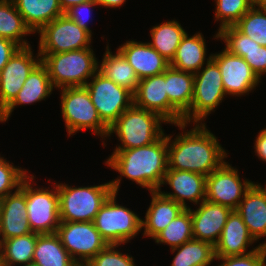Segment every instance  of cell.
Wrapping results in <instances>:
<instances>
[{
  "label": "cell",
  "instance_id": "6da1fadb",
  "mask_svg": "<svg viewBox=\"0 0 266 266\" xmlns=\"http://www.w3.org/2000/svg\"><path fill=\"white\" fill-rule=\"evenodd\" d=\"M171 139L172 136L168 135V169L208 176L228 157L217 137L202 122Z\"/></svg>",
  "mask_w": 266,
  "mask_h": 266
},
{
  "label": "cell",
  "instance_id": "7a4b0ae2",
  "mask_svg": "<svg viewBox=\"0 0 266 266\" xmlns=\"http://www.w3.org/2000/svg\"><path fill=\"white\" fill-rule=\"evenodd\" d=\"M168 146L165 133L154 143L126 150H115L107 164L150 192L161 190L168 169Z\"/></svg>",
  "mask_w": 266,
  "mask_h": 266
},
{
  "label": "cell",
  "instance_id": "3957f363",
  "mask_svg": "<svg viewBox=\"0 0 266 266\" xmlns=\"http://www.w3.org/2000/svg\"><path fill=\"white\" fill-rule=\"evenodd\" d=\"M120 179L90 187H71L56 183L61 222H93L109 196L118 193Z\"/></svg>",
  "mask_w": 266,
  "mask_h": 266
},
{
  "label": "cell",
  "instance_id": "277c9868",
  "mask_svg": "<svg viewBox=\"0 0 266 266\" xmlns=\"http://www.w3.org/2000/svg\"><path fill=\"white\" fill-rule=\"evenodd\" d=\"M93 49L84 48L55 54H39L55 88L84 87L97 72L99 62ZM90 78V79H89Z\"/></svg>",
  "mask_w": 266,
  "mask_h": 266
},
{
  "label": "cell",
  "instance_id": "5b68a950",
  "mask_svg": "<svg viewBox=\"0 0 266 266\" xmlns=\"http://www.w3.org/2000/svg\"><path fill=\"white\" fill-rule=\"evenodd\" d=\"M161 123L167 122L158 114L133 104L109 127L107 137L116 133V137L122 142L114 150L147 146L164 134Z\"/></svg>",
  "mask_w": 266,
  "mask_h": 266
},
{
  "label": "cell",
  "instance_id": "8992f818",
  "mask_svg": "<svg viewBox=\"0 0 266 266\" xmlns=\"http://www.w3.org/2000/svg\"><path fill=\"white\" fill-rule=\"evenodd\" d=\"M60 91L61 113L69 136L90 129L101 138L107 137L109 127L99 117L85 86L66 87Z\"/></svg>",
  "mask_w": 266,
  "mask_h": 266
},
{
  "label": "cell",
  "instance_id": "52a82bcc",
  "mask_svg": "<svg viewBox=\"0 0 266 266\" xmlns=\"http://www.w3.org/2000/svg\"><path fill=\"white\" fill-rule=\"evenodd\" d=\"M221 77L220 68L212 58L194 74L193 98L190 110L183 116L184 124L204 121L222 102L226 93Z\"/></svg>",
  "mask_w": 266,
  "mask_h": 266
},
{
  "label": "cell",
  "instance_id": "ba28073f",
  "mask_svg": "<svg viewBox=\"0 0 266 266\" xmlns=\"http://www.w3.org/2000/svg\"><path fill=\"white\" fill-rule=\"evenodd\" d=\"M112 193L99 209L93 224L107 244L121 245L134 238L142 229V219L129 208L116 203Z\"/></svg>",
  "mask_w": 266,
  "mask_h": 266
},
{
  "label": "cell",
  "instance_id": "9c48e42d",
  "mask_svg": "<svg viewBox=\"0 0 266 266\" xmlns=\"http://www.w3.org/2000/svg\"><path fill=\"white\" fill-rule=\"evenodd\" d=\"M34 176H27L20 188L25 192L27 204V219L32 232L45 234L56 233L60 220L59 196L57 185L49 188H33L31 182Z\"/></svg>",
  "mask_w": 266,
  "mask_h": 266
},
{
  "label": "cell",
  "instance_id": "30bf717a",
  "mask_svg": "<svg viewBox=\"0 0 266 266\" xmlns=\"http://www.w3.org/2000/svg\"><path fill=\"white\" fill-rule=\"evenodd\" d=\"M38 33L39 54L63 53L92 47V36L65 14L45 25Z\"/></svg>",
  "mask_w": 266,
  "mask_h": 266
},
{
  "label": "cell",
  "instance_id": "8fae6325",
  "mask_svg": "<svg viewBox=\"0 0 266 266\" xmlns=\"http://www.w3.org/2000/svg\"><path fill=\"white\" fill-rule=\"evenodd\" d=\"M85 87L101 120L110 127L119 116L134 104L133 94L106 78L99 71Z\"/></svg>",
  "mask_w": 266,
  "mask_h": 266
},
{
  "label": "cell",
  "instance_id": "7c38bea8",
  "mask_svg": "<svg viewBox=\"0 0 266 266\" xmlns=\"http://www.w3.org/2000/svg\"><path fill=\"white\" fill-rule=\"evenodd\" d=\"M56 233L79 266L87 264L108 245L93 222H61Z\"/></svg>",
  "mask_w": 266,
  "mask_h": 266
},
{
  "label": "cell",
  "instance_id": "4fadbf2b",
  "mask_svg": "<svg viewBox=\"0 0 266 266\" xmlns=\"http://www.w3.org/2000/svg\"><path fill=\"white\" fill-rule=\"evenodd\" d=\"M228 162L206 176V200L236 210L253 182L239 177L238 170Z\"/></svg>",
  "mask_w": 266,
  "mask_h": 266
},
{
  "label": "cell",
  "instance_id": "5bb4252c",
  "mask_svg": "<svg viewBox=\"0 0 266 266\" xmlns=\"http://www.w3.org/2000/svg\"><path fill=\"white\" fill-rule=\"evenodd\" d=\"M31 46L20 47L0 72V113L14 100L32 70L41 62ZM40 57V58H39Z\"/></svg>",
  "mask_w": 266,
  "mask_h": 266
},
{
  "label": "cell",
  "instance_id": "9a60e30c",
  "mask_svg": "<svg viewBox=\"0 0 266 266\" xmlns=\"http://www.w3.org/2000/svg\"><path fill=\"white\" fill-rule=\"evenodd\" d=\"M211 56L220 68L226 95L239 97L249 94L259 84L261 79L242 57L233 55L226 49Z\"/></svg>",
  "mask_w": 266,
  "mask_h": 266
},
{
  "label": "cell",
  "instance_id": "2e32d148",
  "mask_svg": "<svg viewBox=\"0 0 266 266\" xmlns=\"http://www.w3.org/2000/svg\"><path fill=\"white\" fill-rule=\"evenodd\" d=\"M165 82L170 101V124H174L181 130L185 129L188 124L183 123V116L191 107L194 74L169 66L165 71Z\"/></svg>",
  "mask_w": 266,
  "mask_h": 266
},
{
  "label": "cell",
  "instance_id": "e0dca14e",
  "mask_svg": "<svg viewBox=\"0 0 266 266\" xmlns=\"http://www.w3.org/2000/svg\"><path fill=\"white\" fill-rule=\"evenodd\" d=\"M163 184H168L174 192L158 191L164 197L179 203L184 209L190 208L187 206L186 200L198 205L206 200V176L204 175L190 171L167 169L162 186Z\"/></svg>",
  "mask_w": 266,
  "mask_h": 266
},
{
  "label": "cell",
  "instance_id": "ac0fdd59",
  "mask_svg": "<svg viewBox=\"0 0 266 266\" xmlns=\"http://www.w3.org/2000/svg\"><path fill=\"white\" fill-rule=\"evenodd\" d=\"M191 212L193 238L211 243L215 246L220 239L231 209L204 200L196 210Z\"/></svg>",
  "mask_w": 266,
  "mask_h": 266
},
{
  "label": "cell",
  "instance_id": "d6986e66",
  "mask_svg": "<svg viewBox=\"0 0 266 266\" xmlns=\"http://www.w3.org/2000/svg\"><path fill=\"white\" fill-rule=\"evenodd\" d=\"M25 192L19 187L0 201V242L32 233Z\"/></svg>",
  "mask_w": 266,
  "mask_h": 266
},
{
  "label": "cell",
  "instance_id": "ffe728a7",
  "mask_svg": "<svg viewBox=\"0 0 266 266\" xmlns=\"http://www.w3.org/2000/svg\"><path fill=\"white\" fill-rule=\"evenodd\" d=\"M215 38L222 39L229 53L242 57L261 79L266 73V47L260 46L249 36L241 33L235 26L224 27L217 32Z\"/></svg>",
  "mask_w": 266,
  "mask_h": 266
},
{
  "label": "cell",
  "instance_id": "44dd1931",
  "mask_svg": "<svg viewBox=\"0 0 266 266\" xmlns=\"http://www.w3.org/2000/svg\"><path fill=\"white\" fill-rule=\"evenodd\" d=\"M247 226L236 210H232L228 215L226 224L223 227L220 239L215 247V257L238 256L250 253L260 246L266 247V241L258 247L246 252L247 247L254 243Z\"/></svg>",
  "mask_w": 266,
  "mask_h": 266
},
{
  "label": "cell",
  "instance_id": "7402d4cb",
  "mask_svg": "<svg viewBox=\"0 0 266 266\" xmlns=\"http://www.w3.org/2000/svg\"><path fill=\"white\" fill-rule=\"evenodd\" d=\"M118 50L135 70L139 80L160 75L170 66V62L147 42L126 41Z\"/></svg>",
  "mask_w": 266,
  "mask_h": 266
},
{
  "label": "cell",
  "instance_id": "603a6c76",
  "mask_svg": "<svg viewBox=\"0 0 266 266\" xmlns=\"http://www.w3.org/2000/svg\"><path fill=\"white\" fill-rule=\"evenodd\" d=\"M133 98L136 107L154 112L170 124V101L166 93L165 71L160 75L139 80Z\"/></svg>",
  "mask_w": 266,
  "mask_h": 266
},
{
  "label": "cell",
  "instance_id": "cb8c5ba5",
  "mask_svg": "<svg viewBox=\"0 0 266 266\" xmlns=\"http://www.w3.org/2000/svg\"><path fill=\"white\" fill-rule=\"evenodd\" d=\"M53 89L48 70L40 62L29 74L14 100L0 113V122H6L17 105L45 100L52 94Z\"/></svg>",
  "mask_w": 266,
  "mask_h": 266
},
{
  "label": "cell",
  "instance_id": "d4e9b609",
  "mask_svg": "<svg viewBox=\"0 0 266 266\" xmlns=\"http://www.w3.org/2000/svg\"><path fill=\"white\" fill-rule=\"evenodd\" d=\"M236 211L255 241L266 236V193L258 184L245 192Z\"/></svg>",
  "mask_w": 266,
  "mask_h": 266
},
{
  "label": "cell",
  "instance_id": "484cf974",
  "mask_svg": "<svg viewBox=\"0 0 266 266\" xmlns=\"http://www.w3.org/2000/svg\"><path fill=\"white\" fill-rule=\"evenodd\" d=\"M151 204L142 220L143 236L155 238L168 224L185 209L174 200L164 197L159 191H152Z\"/></svg>",
  "mask_w": 266,
  "mask_h": 266
},
{
  "label": "cell",
  "instance_id": "4316f807",
  "mask_svg": "<svg viewBox=\"0 0 266 266\" xmlns=\"http://www.w3.org/2000/svg\"><path fill=\"white\" fill-rule=\"evenodd\" d=\"M202 33L188 36L187 32L182 37L170 66L184 72L195 74L212 56L206 58V43Z\"/></svg>",
  "mask_w": 266,
  "mask_h": 266
},
{
  "label": "cell",
  "instance_id": "83f0119b",
  "mask_svg": "<svg viewBox=\"0 0 266 266\" xmlns=\"http://www.w3.org/2000/svg\"><path fill=\"white\" fill-rule=\"evenodd\" d=\"M26 25L39 32L45 25L64 15L59 0H12Z\"/></svg>",
  "mask_w": 266,
  "mask_h": 266
},
{
  "label": "cell",
  "instance_id": "f1b7e54d",
  "mask_svg": "<svg viewBox=\"0 0 266 266\" xmlns=\"http://www.w3.org/2000/svg\"><path fill=\"white\" fill-rule=\"evenodd\" d=\"M103 56L98 71L134 95L138 89L139 78L125 57L118 49L113 55L108 45Z\"/></svg>",
  "mask_w": 266,
  "mask_h": 266
},
{
  "label": "cell",
  "instance_id": "f546056e",
  "mask_svg": "<svg viewBox=\"0 0 266 266\" xmlns=\"http://www.w3.org/2000/svg\"><path fill=\"white\" fill-rule=\"evenodd\" d=\"M32 262L38 266H79L62 245L57 233L37 236Z\"/></svg>",
  "mask_w": 266,
  "mask_h": 266
},
{
  "label": "cell",
  "instance_id": "4dcf8cb0",
  "mask_svg": "<svg viewBox=\"0 0 266 266\" xmlns=\"http://www.w3.org/2000/svg\"><path fill=\"white\" fill-rule=\"evenodd\" d=\"M39 233H29L0 242V265L14 266L31 263ZM14 264V265H13Z\"/></svg>",
  "mask_w": 266,
  "mask_h": 266
},
{
  "label": "cell",
  "instance_id": "1f68e13d",
  "mask_svg": "<svg viewBox=\"0 0 266 266\" xmlns=\"http://www.w3.org/2000/svg\"><path fill=\"white\" fill-rule=\"evenodd\" d=\"M28 34L33 32L26 25L13 1L0 0V37L11 40L20 47H27L31 44L23 38Z\"/></svg>",
  "mask_w": 266,
  "mask_h": 266
},
{
  "label": "cell",
  "instance_id": "d6a6232c",
  "mask_svg": "<svg viewBox=\"0 0 266 266\" xmlns=\"http://www.w3.org/2000/svg\"><path fill=\"white\" fill-rule=\"evenodd\" d=\"M150 34L152 42H148L149 45L171 62L186 31L178 21L170 20L153 26Z\"/></svg>",
  "mask_w": 266,
  "mask_h": 266
},
{
  "label": "cell",
  "instance_id": "836d02e7",
  "mask_svg": "<svg viewBox=\"0 0 266 266\" xmlns=\"http://www.w3.org/2000/svg\"><path fill=\"white\" fill-rule=\"evenodd\" d=\"M171 266H209L215 260V247L208 242L191 239L179 247Z\"/></svg>",
  "mask_w": 266,
  "mask_h": 266
},
{
  "label": "cell",
  "instance_id": "e575fe53",
  "mask_svg": "<svg viewBox=\"0 0 266 266\" xmlns=\"http://www.w3.org/2000/svg\"><path fill=\"white\" fill-rule=\"evenodd\" d=\"M191 239H193V228L189 209L182 211L154 238L155 243L168 244L171 249L179 247Z\"/></svg>",
  "mask_w": 266,
  "mask_h": 266
},
{
  "label": "cell",
  "instance_id": "d590c367",
  "mask_svg": "<svg viewBox=\"0 0 266 266\" xmlns=\"http://www.w3.org/2000/svg\"><path fill=\"white\" fill-rule=\"evenodd\" d=\"M234 26L260 46L266 47V8L252 6Z\"/></svg>",
  "mask_w": 266,
  "mask_h": 266
},
{
  "label": "cell",
  "instance_id": "8d00e7d4",
  "mask_svg": "<svg viewBox=\"0 0 266 266\" xmlns=\"http://www.w3.org/2000/svg\"><path fill=\"white\" fill-rule=\"evenodd\" d=\"M215 20H220L221 30L224 27L234 26L242 16L253 6L252 0H215Z\"/></svg>",
  "mask_w": 266,
  "mask_h": 266
},
{
  "label": "cell",
  "instance_id": "74e56055",
  "mask_svg": "<svg viewBox=\"0 0 266 266\" xmlns=\"http://www.w3.org/2000/svg\"><path fill=\"white\" fill-rule=\"evenodd\" d=\"M26 172L0 157V201L12 193L14 188L20 187L22 181L28 176Z\"/></svg>",
  "mask_w": 266,
  "mask_h": 266
},
{
  "label": "cell",
  "instance_id": "f35d334b",
  "mask_svg": "<svg viewBox=\"0 0 266 266\" xmlns=\"http://www.w3.org/2000/svg\"><path fill=\"white\" fill-rule=\"evenodd\" d=\"M118 246L120 245L108 244L84 266H136L132 256L115 250Z\"/></svg>",
  "mask_w": 266,
  "mask_h": 266
},
{
  "label": "cell",
  "instance_id": "ab89813d",
  "mask_svg": "<svg viewBox=\"0 0 266 266\" xmlns=\"http://www.w3.org/2000/svg\"><path fill=\"white\" fill-rule=\"evenodd\" d=\"M215 259L222 261L218 266H266V247L260 246L244 255L215 257Z\"/></svg>",
  "mask_w": 266,
  "mask_h": 266
},
{
  "label": "cell",
  "instance_id": "60d3db41",
  "mask_svg": "<svg viewBox=\"0 0 266 266\" xmlns=\"http://www.w3.org/2000/svg\"><path fill=\"white\" fill-rule=\"evenodd\" d=\"M95 6H98V4H96L94 1L80 3L67 9L64 14L92 36V31L88 27L87 21H89V18L92 16L91 8H94Z\"/></svg>",
  "mask_w": 266,
  "mask_h": 266
},
{
  "label": "cell",
  "instance_id": "b9f144b4",
  "mask_svg": "<svg viewBox=\"0 0 266 266\" xmlns=\"http://www.w3.org/2000/svg\"><path fill=\"white\" fill-rule=\"evenodd\" d=\"M19 48L13 41L0 37V72Z\"/></svg>",
  "mask_w": 266,
  "mask_h": 266
},
{
  "label": "cell",
  "instance_id": "7bdbcfd3",
  "mask_svg": "<svg viewBox=\"0 0 266 266\" xmlns=\"http://www.w3.org/2000/svg\"><path fill=\"white\" fill-rule=\"evenodd\" d=\"M254 149L258 158L266 162V128L260 130L257 135Z\"/></svg>",
  "mask_w": 266,
  "mask_h": 266
},
{
  "label": "cell",
  "instance_id": "ee69618b",
  "mask_svg": "<svg viewBox=\"0 0 266 266\" xmlns=\"http://www.w3.org/2000/svg\"><path fill=\"white\" fill-rule=\"evenodd\" d=\"M96 4L106 8H116L124 4L126 0H93Z\"/></svg>",
  "mask_w": 266,
  "mask_h": 266
},
{
  "label": "cell",
  "instance_id": "f6af8a7d",
  "mask_svg": "<svg viewBox=\"0 0 266 266\" xmlns=\"http://www.w3.org/2000/svg\"><path fill=\"white\" fill-rule=\"evenodd\" d=\"M93 0H59L60 6L63 10V12H65L67 9H69L70 7L80 4V3H86V2H90Z\"/></svg>",
  "mask_w": 266,
  "mask_h": 266
},
{
  "label": "cell",
  "instance_id": "bcb514c9",
  "mask_svg": "<svg viewBox=\"0 0 266 266\" xmlns=\"http://www.w3.org/2000/svg\"><path fill=\"white\" fill-rule=\"evenodd\" d=\"M252 5L257 8H266V0H252Z\"/></svg>",
  "mask_w": 266,
  "mask_h": 266
},
{
  "label": "cell",
  "instance_id": "7dc6e473",
  "mask_svg": "<svg viewBox=\"0 0 266 266\" xmlns=\"http://www.w3.org/2000/svg\"><path fill=\"white\" fill-rule=\"evenodd\" d=\"M23 266H38V265L35 264V263H33V262H31V263H27V264H25V265H23Z\"/></svg>",
  "mask_w": 266,
  "mask_h": 266
},
{
  "label": "cell",
  "instance_id": "c3c4849f",
  "mask_svg": "<svg viewBox=\"0 0 266 266\" xmlns=\"http://www.w3.org/2000/svg\"><path fill=\"white\" fill-rule=\"evenodd\" d=\"M263 190H264V192L266 193V186H264L265 188H263V186L262 185H260V184H258Z\"/></svg>",
  "mask_w": 266,
  "mask_h": 266
}]
</instances>
